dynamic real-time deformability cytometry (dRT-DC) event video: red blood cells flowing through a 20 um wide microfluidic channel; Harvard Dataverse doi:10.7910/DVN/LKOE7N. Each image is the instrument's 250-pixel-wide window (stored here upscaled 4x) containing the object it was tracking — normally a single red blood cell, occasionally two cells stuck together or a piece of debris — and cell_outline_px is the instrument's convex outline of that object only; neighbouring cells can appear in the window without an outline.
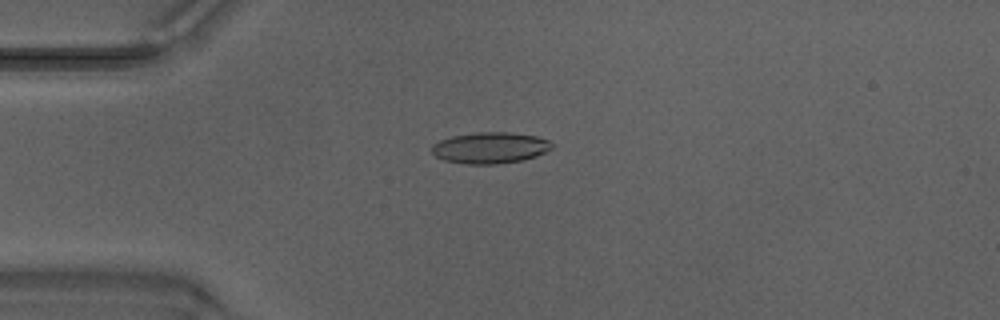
{"species": "Egyptian fruit bat (a non-hibernating species)", "species_latin": "Rousettus aegyptiacus", "temperature_condition": "warm", "stored_images_in_passage": 47, "camera_frame_rate_fps": 3000, "um_per_image_px": 0.085, "animal": {"sex": "male"}, "frame": {"image": 1, "passage_image": 12, "time_ms": 3.667, "image_size_px": [1000, 320], "cell_outline_px": [[556, 144], [552, 148], [536, 156], [520, 160], [496, 164], [468, 164], [444, 160], [436, 156], [432, 152], [432, 144], [440, 140], [452, 136], [476, 132], [512, 132], [536, 136], [548, 140]], "centroid_in_image_um": [41.67, 12.55], "position_along_channel_um": 43.3, "area_um2": 21.85}}
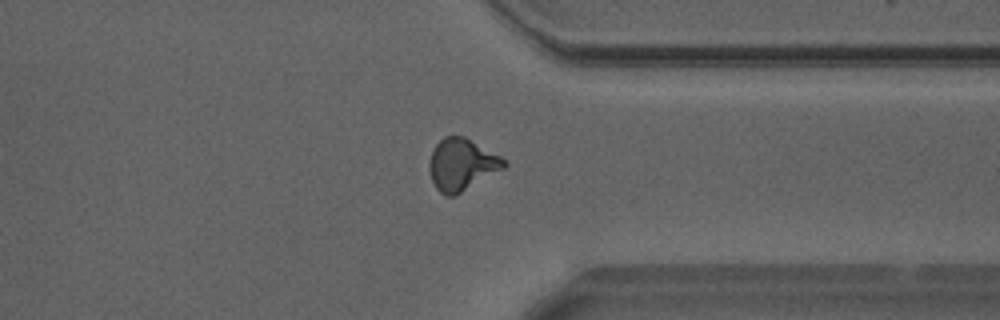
{"frame": {"image": 2, "passage_image": 37, "time_ms": 12.0, "image_size_px": [1000, 320], "cell_outline_px": [[508, 164], [504, 168], [456, 196], [444, 196], [436, 188], [432, 180], [428, 164], [432, 152], [436, 144], [444, 136], [464, 136], [508, 160]], "centroid_in_image_um": [39.26, 14.0], "position_along_channel_um": 372.1, "area_um2": 22.66}}
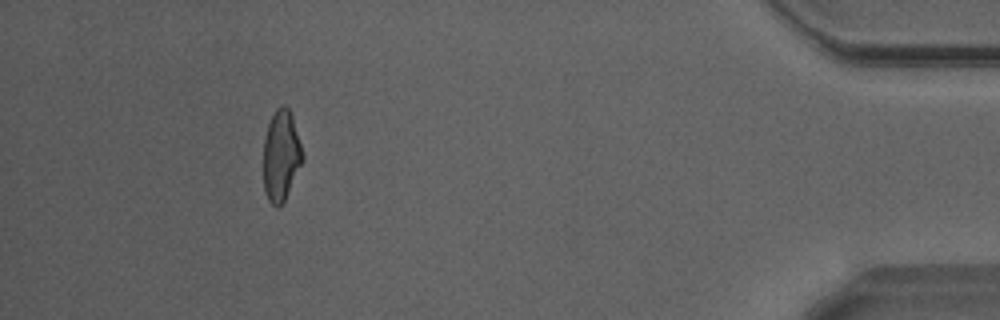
{"frame": {"image": 3, "passage_image": 44, "time_ms": 14.333, "image_size_px": [1000, 320], "cell_outline_px": [[304, 160], [280, 208], [276, 208], [268, 200], [264, 192], [264, 136], [268, 124], [276, 108], [280, 104], [284, 104], [288, 108], [292, 116], [304, 156]], "centroid_in_image_um": [23.89, 13.24], "position_along_channel_um": 411.3, "area_um2": 20.75}, "authors_computed_cell_mechanics": {"area_um2": 21.3282, "velocity_mm_per_s": 4.2496, "shape_relaxation_time_tau1_ms": null, "shape_relaxation_time_tau2_ms": 1.3336, "deformation_change_tau1": null, "deformation_change_tau2": 0.0962}}